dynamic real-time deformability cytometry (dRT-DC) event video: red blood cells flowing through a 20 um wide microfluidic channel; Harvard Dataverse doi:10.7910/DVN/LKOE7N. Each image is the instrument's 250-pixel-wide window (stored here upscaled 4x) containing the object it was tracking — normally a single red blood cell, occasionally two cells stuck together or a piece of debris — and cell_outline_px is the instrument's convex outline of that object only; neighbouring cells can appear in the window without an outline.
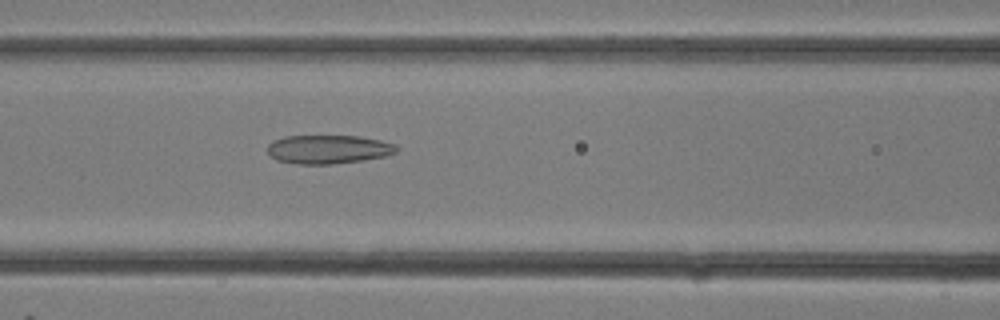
{"species": "common noctule bat (a hibernating species)", "species_latin": "Nyctalus noctula", "temperature_condition": "room temperature", "stored_images_in_passage": 13, "camera_frame_rate_fps": 3000, "um_per_image_px": 0.085, "animal": {"sex": "female"}, "frame": {"image": 1, "passage_image": 13, "time_ms": 4.0, "image_size_px": [1000, 320], "cell_outline_px": [[400, 148], [396, 152], [384, 156], [364, 160], [332, 164], [296, 164], [276, 160], [268, 152], [268, 144], [272, 140], [284, 136], [360, 136], [380, 140], [396, 144]], "centroid_in_image_um": [27.91, 12.69], "position_along_channel_um": 138.7, "area_um2": 21.73}}